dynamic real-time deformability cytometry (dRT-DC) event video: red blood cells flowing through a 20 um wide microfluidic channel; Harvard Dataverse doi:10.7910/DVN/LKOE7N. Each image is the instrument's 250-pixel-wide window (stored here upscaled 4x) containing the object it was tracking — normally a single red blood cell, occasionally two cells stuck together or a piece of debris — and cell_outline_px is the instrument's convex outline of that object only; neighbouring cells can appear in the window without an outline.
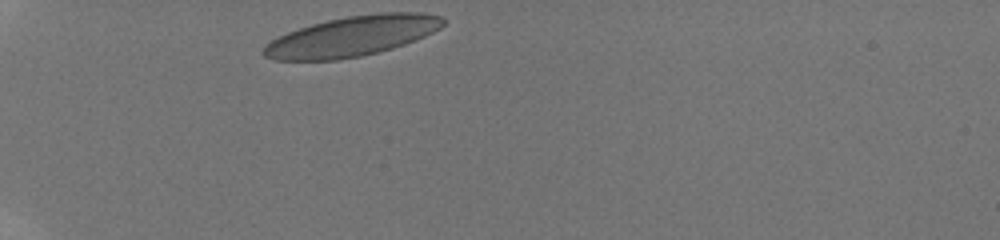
{"species": "human", "species_latin": "Homo sapiens", "temperature_condition": "room temperature", "stored_images_in_passage": 32, "camera_frame_rate_fps": 3000, "um_per_image_px": 0.085, "donor": {"sex": "male"}, "frame": {"image": 1, "passage_image": 1, "time_ms": 0.0, "image_size_px": [1000, 240], "cell_outline_px": [[448, 20], [440, 28], [424, 36], [404, 44], [392, 48], [360, 56], [336, 60], [272, 60], [264, 56], [260, 52], [264, 44], [288, 32], [312, 24], [328, 20], [348, 16], [376, 12], [420, 12], [444, 16]], "centroid_in_image_um": [29.94, 3.07], "position_along_channel_um": 55.1, "area_um2": 42.02}}
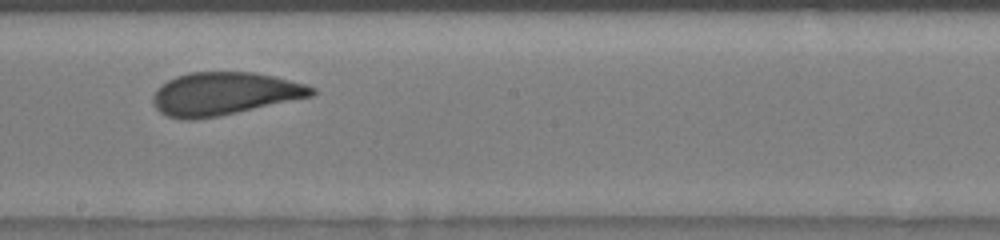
{"frame": {"image": 2, "passage_image": 17, "time_ms": 5.333, "image_size_px": [1000, 240], "cell_outline_px": [[316, 92], [312, 96], [236, 112], [216, 116], [192, 120], [184, 120], [168, 116], [160, 112], [156, 108], [152, 100], [152, 96], [168, 80], [176, 76], [188, 72], [256, 72], [304, 84], [316, 88]], "centroid_in_image_um": [19.04, 7.96], "position_along_channel_um": 229.2, "area_um2": 39.13}}
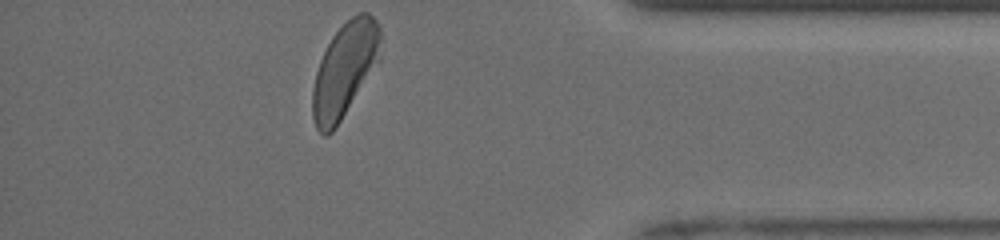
{"frame": {"image": 3, "passage_image": 32, "time_ms": 10.333, "image_size_px": [1000, 240], "cell_outline_px": [[380, 64], [336, 128], [328, 136], [324, 136], [316, 128], [312, 116], [312, 88], [316, 72], [320, 60], [332, 36], [352, 16], [360, 12], [368, 12], [380, 24]], "centroid_in_image_um": [29.33, 5.98], "position_along_channel_um": 405.9, "area_um2": 38.03}, "authors_computed_cell_mechanics": {"area_um2": 39.7086, "velocity_mm_per_s": 3.9218, "shape_relaxation_time_tau1_ms": 3.5086, "shape_relaxation_time_tau2_ms": 0.8118, "deformation_change_tau1": 0.134, "deformation_change_tau2": 0.0632}}